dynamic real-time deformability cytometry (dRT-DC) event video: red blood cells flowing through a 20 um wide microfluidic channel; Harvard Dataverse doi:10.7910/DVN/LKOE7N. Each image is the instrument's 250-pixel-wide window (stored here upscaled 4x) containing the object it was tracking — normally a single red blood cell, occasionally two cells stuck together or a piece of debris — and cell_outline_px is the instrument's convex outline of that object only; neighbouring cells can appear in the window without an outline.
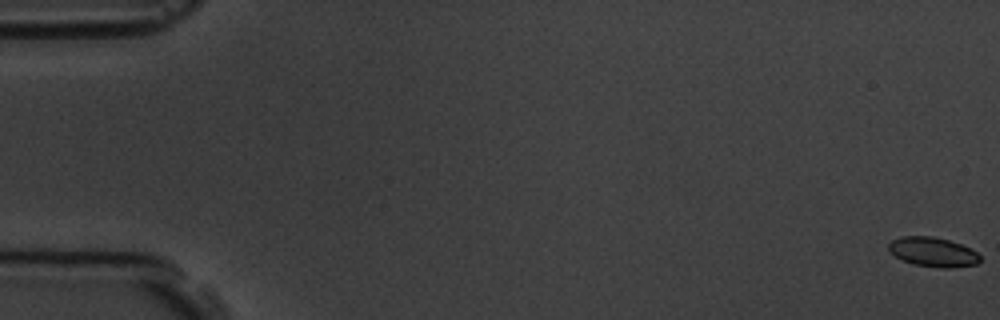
{"species": "common noctule bat (a hibernating species)", "species_latin": "Nyctalus noctula", "temperature_condition": "room temperature", "stored_images_in_passage": 59, "camera_frame_rate_fps": 3000, "um_per_image_px": 0.085, "animal": {"sex": "male", "body_mass_g": 19.5, "forearm_length_mm": 54.6}, "frame": {"image": 1, "passage_image": 1, "time_ms": 0.0, "image_size_px": [1000, 320], "cell_outline_px": [[980, 260], [976, 264], [952, 268], [940, 268], [916, 264], [904, 260], [888, 252], [888, 244], [892, 240], [900, 236], [932, 236], [948, 240], [960, 244], [976, 252], [980, 256]], "centroid_in_image_um": [79.27, 21.41], "position_along_channel_um": 5.7, "area_um2": 15.55}}
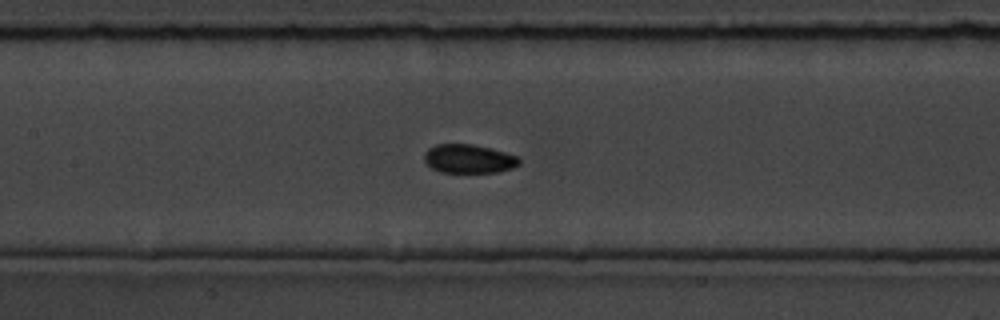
{"frame": {"image": 2, "passage_image": 28, "time_ms": 9.0, "image_size_px": [1000, 320], "cell_outline_px": [[520, 164], [512, 168], [500, 172], [440, 172], [432, 168], [424, 160], [424, 152], [428, 148], [436, 144], [472, 144], [504, 152], [516, 156], [520, 160]], "centroid_in_image_um": [39.82, 13.5], "position_along_channel_um": 167.6, "area_um2": 15.84}}
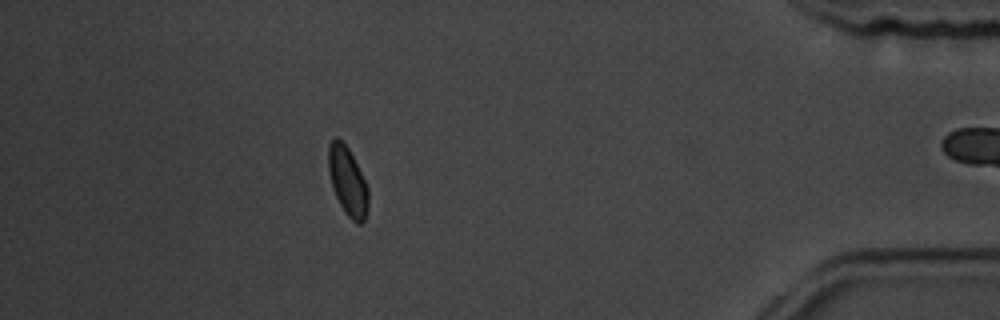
{"frame": {"image": 3, "passage_image": 52, "time_ms": 17.0, "image_size_px": [1000, 320], "cell_outline_px": [[368, 204], [364, 220], [360, 224], [356, 224], [344, 212], [336, 196], [328, 172], [328, 144], [336, 136], [348, 148], [368, 188]], "centroid_in_image_um": [29.53, 15.42], "position_along_channel_um": 405.7, "area_um2": 15.66}, "authors_computed_cell_mechanics": {"area_um2": 15.895, "velocity_mm_per_s": 3.594, "shape_relaxation_time_tau1_ms": 1.9653, "shape_relaxation_time_tau2_ms": 2.4498, "deformation_change_tau1": 0.074, "deformation_change_tau2": 0.0464}}